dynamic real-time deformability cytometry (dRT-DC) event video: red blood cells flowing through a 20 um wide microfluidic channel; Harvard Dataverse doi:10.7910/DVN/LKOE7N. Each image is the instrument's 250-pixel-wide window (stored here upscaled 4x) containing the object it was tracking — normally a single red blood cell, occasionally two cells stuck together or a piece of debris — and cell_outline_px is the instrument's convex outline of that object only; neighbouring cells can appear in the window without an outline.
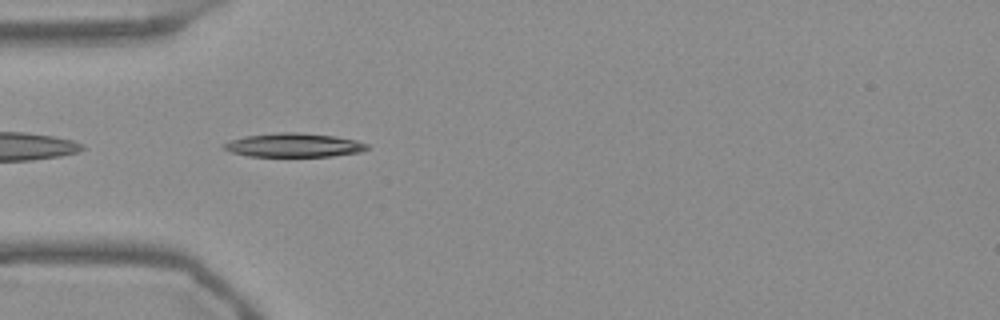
{"species": "Egyptian fruit bat (a non-hibernating species)", "species_latin": "Rousettus aegyptiacus", "temperature_condition": "warm", "stored_images_in_passage": 40, "camera_frame_rate_fps": 3000, "um_per_image_px": 0.085, "frame": {"image": 1, "passage_image": 2, "time_ms": 0.333, "image_size_px": [1000, 320], "cell_outline_px": [[368, 148], [360, 152], [332, 156], [248, 156], [232, 152], [224, 148], [220, 144], [244, 136], [280, 132], [296, 132], [332, 136], [356, 140], [368, 144]], "centroid_in_image_um": [24.96, 12.34], "position_along_channel_um": 60.0, "area_um2": 19.71}}
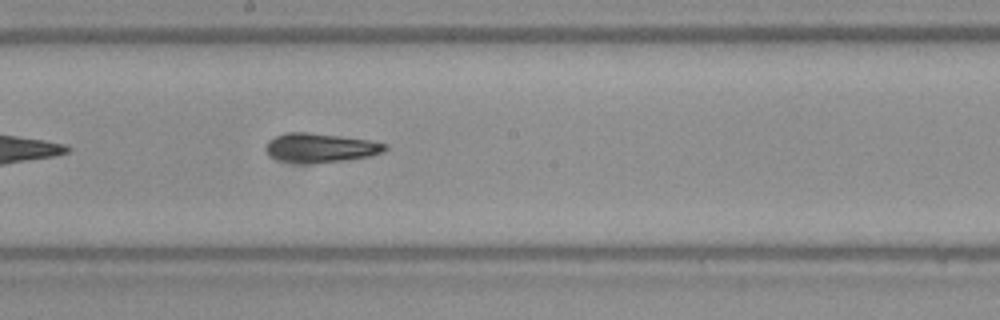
{"frame": {"image": 2, "passage_image": 15, "time_ms": 4.667, "image_size_px": [1000, 320], "cell_outline_px": [[388, 148], [384, 152], [372, 156], [344, 160], [276, 160], [268, 156], [264, 148], [268, 140], [276, 136], [288, 132], [308, 132], [372, 140], [388, 144]], "centroid_in_image_um": [27.28, 12.51], "position_along_channel_um": 220.9, "area_um2": 19.65}}
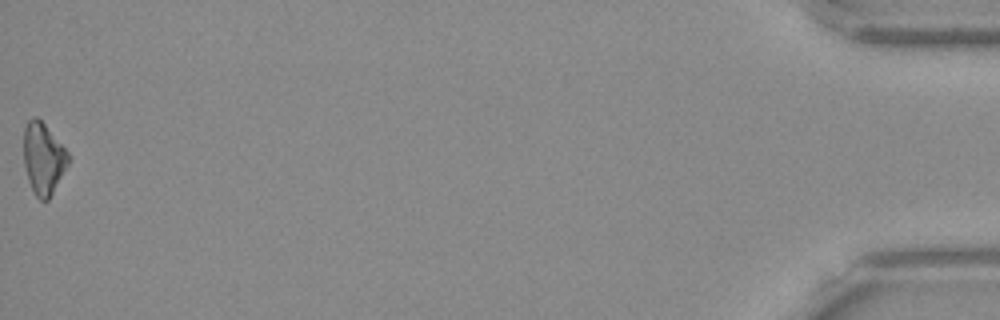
{"frame": {"image": 3, "passage_image": 40, "time_ms": 13.0, "image_size_px": [1000, 320], "cell_outline_px": [[68, 164], [48, 200], [40, 200], [36, 196], [28, 180], [24, 164], [24, 128], [28, 120], [32, 116], [36, 116], [44, 124], [68, 152]], "centroid_in_image_um": [3.66, 13.46], "position_along_channel_um": 431.5, "area_um2": 18.21}, "authors_computed_cell_mechanics": {"area_um2": 19.4497, "velocity_mm_per_s": 3.7432, "shape_relaxation_time_tau1_ms": 5.4215, "shape_relaxation_time_tau2_ms": 5.613, "deformation_change_tau1": 0.1897, "deformation_change_tau2": 0.1323}}